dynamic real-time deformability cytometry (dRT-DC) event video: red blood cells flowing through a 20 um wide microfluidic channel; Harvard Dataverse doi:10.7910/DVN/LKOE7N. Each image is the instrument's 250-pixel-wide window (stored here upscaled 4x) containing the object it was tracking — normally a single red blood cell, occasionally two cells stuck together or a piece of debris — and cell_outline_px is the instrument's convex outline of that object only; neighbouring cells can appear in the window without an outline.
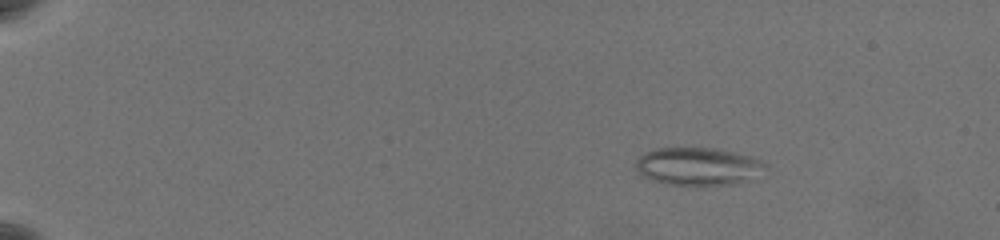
{"species": "common noctule bat (a hibernating species)", "species_latin": "Nyctalus noctula", "temperature_condition": "warm", "stored_images_in_passage": 62, "camera_frame_rate_fps": 3000, "um_per_image_px": 0.085, "animal": {"sex": "female", "body_mass_g": 19.5, "forearm_length_mm": 54.1}, "frame": {"image": 1, "passage_image": 11, "time_ms": 3.333, "image_size_px": [1000, 240], "cell_outline_px": [[768, 164], [744, 180], [732, 184], [700, 188], [668, 184], [644, 176], [636, 168], [636, 160], [640, 156], [656, 148], [716, 148], [752, 156]], "centroid_in_image_um": [59.3, 14.16], "position_along_channel_um": 25.7, "area_um2": 28.44}}
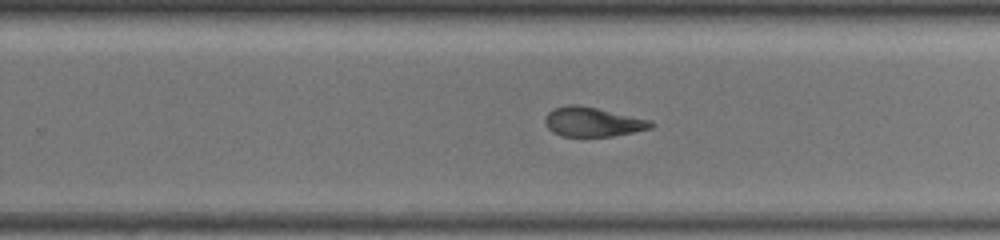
{"frame": {"image": 2, "passage_image": 43, "time_ms": 14.0, "image_size_px": [1000, 240], "cell_outline_px": [[656, 124], [652, 128], [612, 136], [560, 136], [552, 132], [548, 128], [544, 120], [548, 112], [552, 108], [568, 104], [580, 104], [652, 120]], "centroid_in_image_um": [50.38, 10.34], "position_along_channel_um": 279.4, "area_um2": 18.38}}
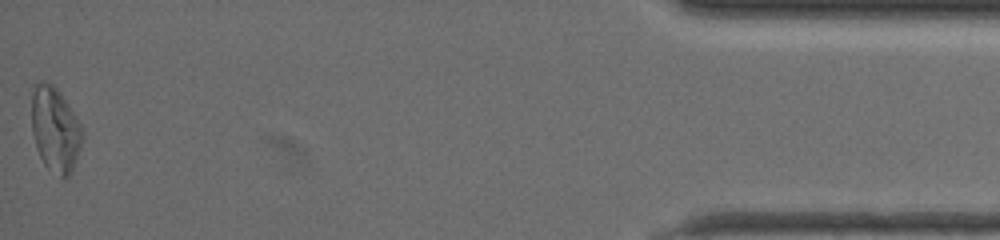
{"frame": {"image": 3, "passage_image": 62, "time_ms": 20.333, "image_size_px": [1000, 240], "cell_outline_px": [[84, 136], [72, 172], [64, 180], [48, 168], [44, 164], [36, 148], [32, 132], [32, 84], [40, 80], [48, 80], [60, 92], [68, 104], [80, 124], [84, 132]], "centroid_in_image_um": [4.68, 10.98], "position_along_channel_um": 430.5, "area_um2": 25.43}, "authors_computed_cell_mechanics": {"area_um2": 23.3223, "velocity_mm_per_s": 3.5837, "shape_relaxation_time_tau1_ms": null, "shape_relaxation_time_tau2_ms": 3.9929, "deformation_change_tau1": null, "deformation_change_tau2": 0.1395}}